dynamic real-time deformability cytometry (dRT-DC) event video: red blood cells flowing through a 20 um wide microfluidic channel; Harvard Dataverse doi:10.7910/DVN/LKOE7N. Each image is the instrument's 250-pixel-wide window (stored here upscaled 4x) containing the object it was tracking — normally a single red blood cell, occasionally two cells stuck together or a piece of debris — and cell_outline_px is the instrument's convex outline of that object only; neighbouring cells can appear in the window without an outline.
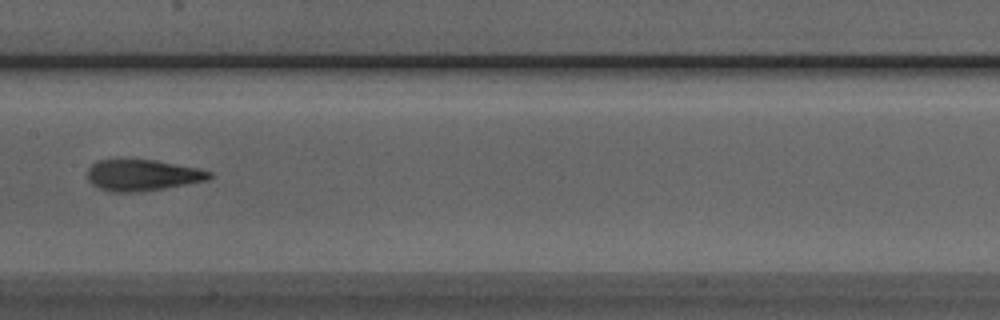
{"species": "Egyptian fruit bat (a non-hibernating species)", "species_latin": "Rousettus aegyptiacus", "temperature_condition": "room temperature", "stored_images_in_passage": 7, "camera_frame_rate_fps": 3000, "um_per_image_px": 0.085, "animal": {"sex": "male"}, "frame": {"image": 1, "passage_image": 7, "time_ms": 2.0, "image_size_px": [1000, 320], "cell_outline_px": [[216, 176], [208, 180], [164, 188], [140, 192], [112, 192], [100, 188], [92, 184], [88, 180], [88, 168], [96, 160], [120, 156], [156, 160], [200, 168], [212, 172]], "centroid_in_image_um": [12.1, 14.84], "position_along_channel_um": 195.3, "area_um2": 23.18}}